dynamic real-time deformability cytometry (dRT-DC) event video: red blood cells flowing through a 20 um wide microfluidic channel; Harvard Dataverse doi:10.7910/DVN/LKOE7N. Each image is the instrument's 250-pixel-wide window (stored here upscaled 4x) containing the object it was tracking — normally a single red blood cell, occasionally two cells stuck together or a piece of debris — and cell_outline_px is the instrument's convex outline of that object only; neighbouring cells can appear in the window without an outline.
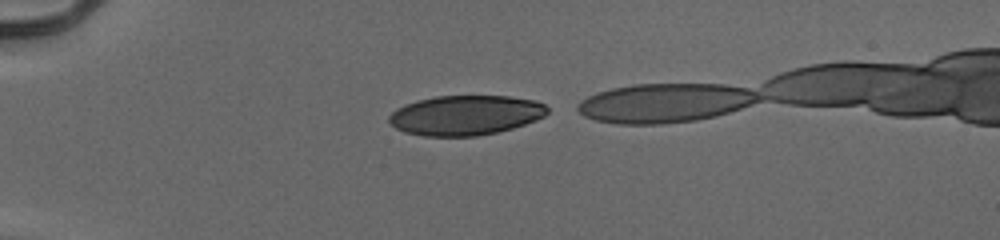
{"species": "human", "species_latin": "Homo sapiens", "temperature_condition": "cold", "stored_images_in_passage": 34, "camera_frame_rate_fps": 3000, "um_per_image_px": 0.085, "donor": {"sex": "male"}, "frame": {"image": 1, "passage_image": 1, "time_ms": 0.0, "image_size_px": [1000, 240], "cell_outline_px": [[548, 112], [544, 116], [536, 120], [512, 128], [496, 132], [476, 136], [424, 136], [404, 132], [396, 128], [388, 120], [388, 116], [396, 108], [404, 104], [416, 100], [436, 96], [508, 96], [536, 100], [544, 104], [548, 108]], "centroid_in_image_um": [39.55, 9.79], "position_along_channel_um": 45.5, "area_um2": 36.82}}
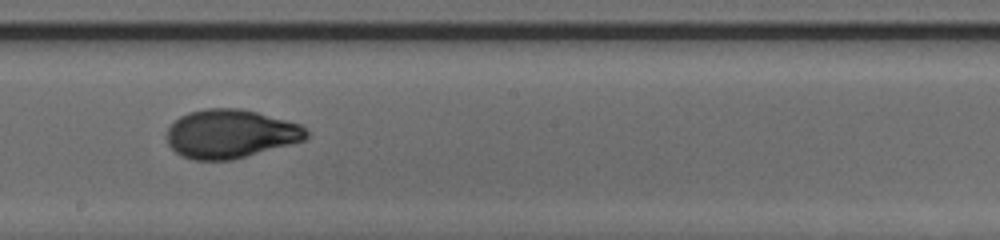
{"frame": {"image": 2, "passage_image": 18, "time_ms": 5.667, "image_size_px": [1000, 240], "cell_outline_px": [[308, 136], [304, 140], [232, 160], [192, 160], [180, 156], [168, 144], [168, 128], [180, 116], [188, 112], [208, 108], [240, 108], [256, 112], [300, 124], [308, 132]], "centroid_in_image_um": [19.57, 11.38], "position_along_channel_um": 228.6, "area_um2": 39.3}}
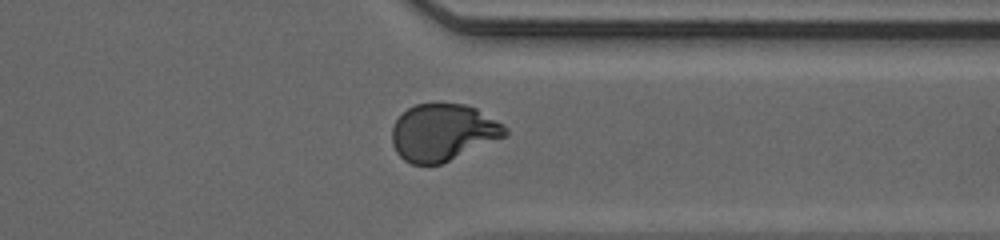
{"frame": {"image": 3, "passage_image": 29, "time_ms": 9.333, "image_size_px": [1000, 240], "cell_outline_px": [[508, 136], [440, 164], [412, 164], [404, 160], [396, 152], [392, 144], [392, 128], [396, 120], [408, 108], [416, 104], [464, 104], [476, 108], [504, 124], [508, 128]], "centroid_in_image_um": [37.68, 11.26], "position_along_channel_um": 373.7, "area_um2": 37.57}}